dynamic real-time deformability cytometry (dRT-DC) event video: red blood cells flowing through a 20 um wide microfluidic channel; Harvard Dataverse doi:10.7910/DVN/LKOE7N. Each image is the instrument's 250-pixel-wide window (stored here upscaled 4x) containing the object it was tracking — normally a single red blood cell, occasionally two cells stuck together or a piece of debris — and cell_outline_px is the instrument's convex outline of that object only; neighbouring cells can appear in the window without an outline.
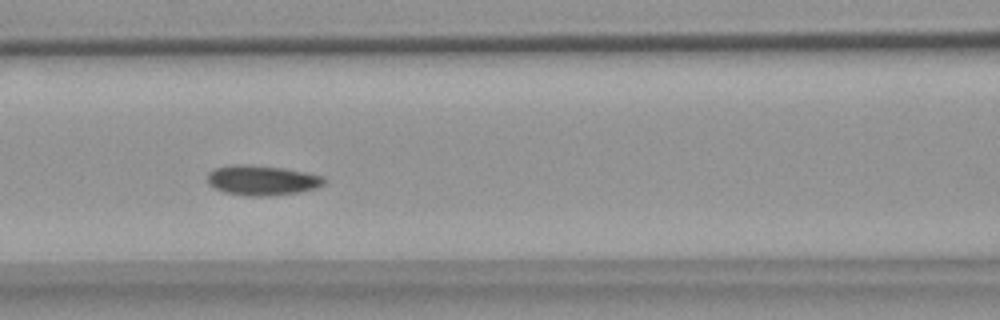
{"species": "common noctule bat (a hibernating species)", "species_latin": "Nyctalus noctula", "temperature_condition": "warm", "stored_images_in_passage": 55, "camera_frame_rate_fps": 3000, "um_per_image_px": 0.085, "animal": {"sex": "female", "body_mass_g": 18.4}, "frame": {"image": 1, "passage_image": 23, "time_ms": 7.333, "image_size_px": [1000, 320], "cell_outline_px": [[328, 180], [324, 184], [316, 188], [300, 192], [268, 196], [248, 196], [224, 192], [208, 184], [208, 172], [216, 168], [232, 164], [240, 164], [284, 168], [324, 176]], "centroid_in_image_um": [22.3, 15.33], "position_along_channel_um": 144.3, "area_um2": 20.4}}
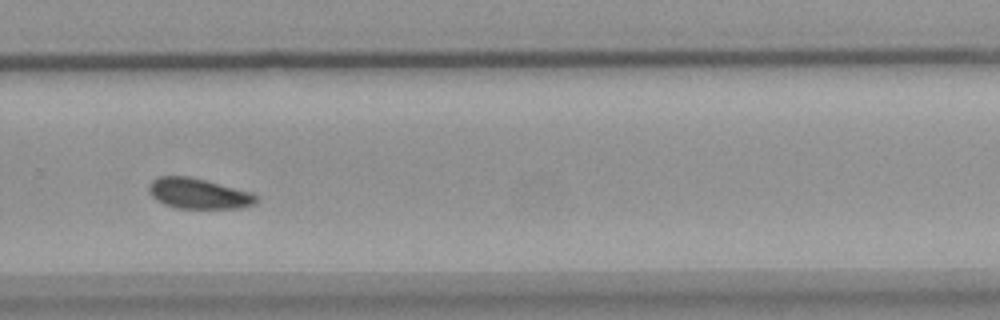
{"frame": {"image": 2, "passage_image": 37, "time_ms": 12.0, "image_size_px": [1000, 320], "cell_outline_px": [[260, 196], [256, 204], [240, 208], [176, 208], [164, 204], [156, 200], [152, 196], [148, 188], [148, 184], [156, 176], [188, 176], [252, 192]], "centroid_in_image_um": [16.88, 16.45], "position_along_channel_um": 312.9, "area_um2": 19.19}}
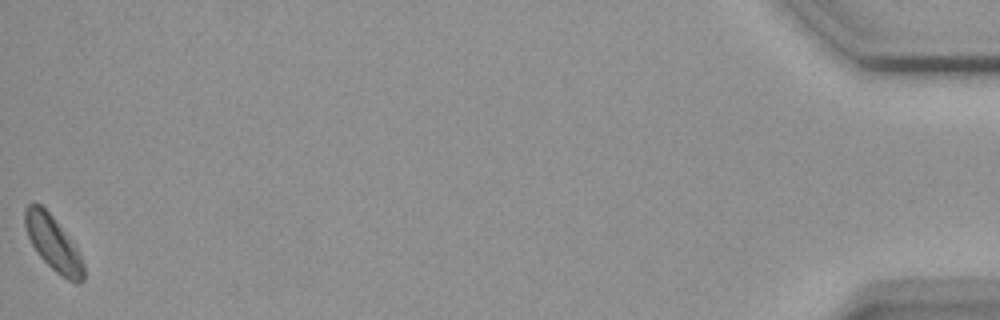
{"frame": {"image": 3, "passage_image": 55, "time_ms": 18.0, "image_size_px": [1000, 320], "cell_outline_px": [[84, 280], [80, 284], [76, 284], [60, 276], [36, 252], [28, 236], [24, 224], [24, 208], [32, 200], [36, 200], [52, 216], [76, 248], [84, 264]], "centroid_in_image_um": [4.5, 20.68], "position_along_channel_um": 430.7, "area_um2": 18.61}, "authors_computed_cell_mechanics": {"area_um2": 19.5364, "velocity_mm_per_s": 3.6153, "shape_relaxation_time_tau1_ms": 4.6909, "shape_relaxation_time_tau2_ms": null, "deformation_change_tau1": 0.0819, "deformation_change_tau2": null}}